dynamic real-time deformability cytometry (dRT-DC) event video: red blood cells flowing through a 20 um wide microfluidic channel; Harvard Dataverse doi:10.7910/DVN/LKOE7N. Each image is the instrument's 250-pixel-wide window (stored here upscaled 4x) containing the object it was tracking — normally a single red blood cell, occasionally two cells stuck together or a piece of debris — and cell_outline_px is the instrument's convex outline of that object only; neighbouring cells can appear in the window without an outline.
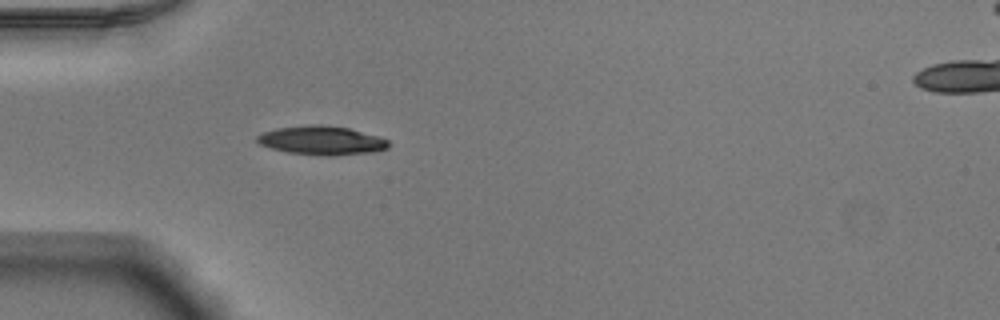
{"species": "Egyptian fruit bat (a non-hibernating species)", "species_latin": "Rousettus aegyptiacus", "temperature_condition": "warm", "stored_images_in_passage": 32, "camera_frame_rate_fps": 3000, "um_per_image_px": 0.085, "animal": {"sex": "male"}, "frame": {"image": 1, "passage_image": 1, "time_ms": 0.0, "image_size_px": [1000, 320], "cell_outline_px": [[388, 148], [376, 152], [332, 156], [324, 156], [288, 152], [272, 148], [260, 144], [256, 140], [256, 136], [264, 132], [276, 128], [312, 124], [320, 124], [348, 128], [380, 136], [388, 140]], "centroid_in_image_um": [27.37, 11.94], "position_along_channel_um": 57.6, "area_um2": 22.2}}
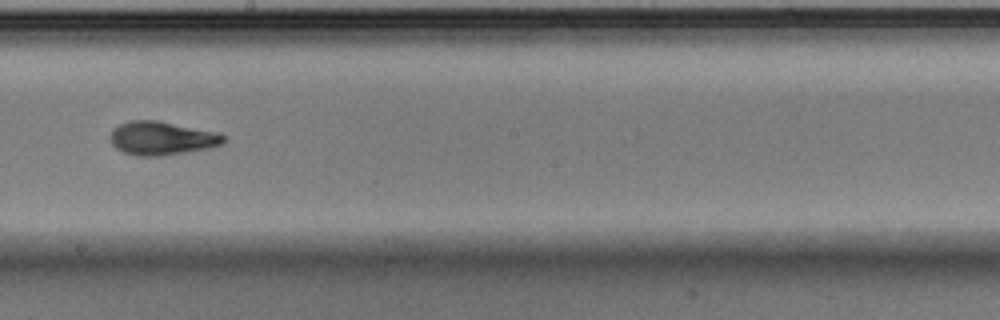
{"frame": {"image": 2, "passage_image": 15, "time_ms": 4.667, "image_size_px": [1000, 320], "cell_outline_px": [[224, 144], [208, 148], [160, 156], [136, 156], [124, 152], [116, 148], [112, 144], [108, 136], [112, 128], [120, 124], [132, 120], [156, 120], [220, 132], [224, 136]], "centroid_in_image_um": [13.73, 11.74], "position_along_channel_um": 234.5, "area_um2": 22.31}}
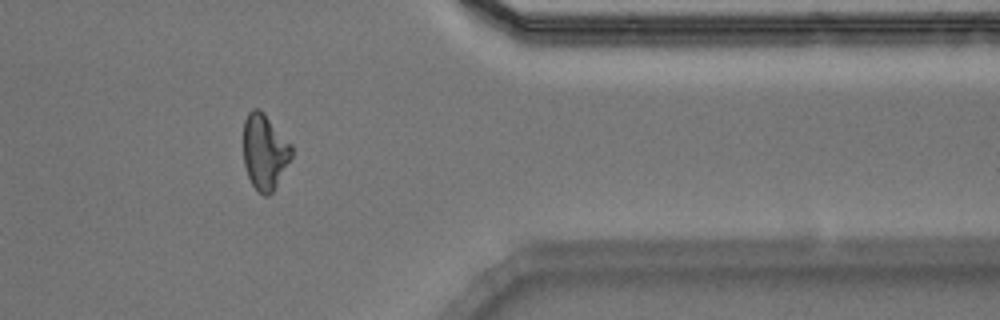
{"frame": {"image": 3, "passage_image": 28, "time_ms": 9.0, "image_size_px": [1000, 320], "cell_outline_px": [[292, 156], [272, 192], [268, 196], [264, 196], [252, 184], [248, 176], [244, 164], [244, 120], [248, 112], [252, 108], [260, 108], [264, 112], [292, 144]], "centroid_in_image_um": [22.49, 12.85], "position_along_channel_um": 388.9, "area_um2": 21.15}, "authors_computed_cell_mechanics": {"area_um2": 21.675, "velocity_mm_per_s": 3.8954, "shape_relaxation_time_tau1_ms": 5.1657, "shape_relaxation_time_tau2_ms": 2.4924, "deformation_change_tau1": 0.1944, "deformation_change_tau2": 0.097}}